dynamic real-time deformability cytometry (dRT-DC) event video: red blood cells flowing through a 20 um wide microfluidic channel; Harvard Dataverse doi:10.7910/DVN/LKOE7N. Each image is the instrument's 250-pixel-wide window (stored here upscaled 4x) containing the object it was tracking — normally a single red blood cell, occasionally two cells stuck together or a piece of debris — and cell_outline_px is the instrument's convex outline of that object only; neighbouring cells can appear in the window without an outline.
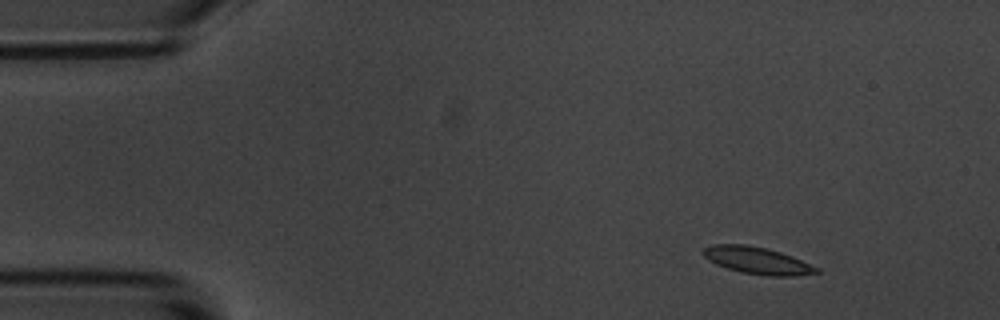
{"species": "common noctule bat (a hibernating species)", "species_latin": "Nyctalus noctula", "temperature_condition": "room temperature", "stored_images_in_passage": 6, "camera_frame_rate_fps": 3000, "um_per_image_px": 0.085, "animal": {"sex": "male", "body_mass_g": 20.1, "forearm_length_mm": 53.5}, "frame": {"image": 1, "passage_image": 1, "time_ms": 0.0, "image_size_px": [1000, 320], "cell_outline_px": [[820, 272], [792, 276], [768, 276], [740, 272], [716, 264], [708, 260], [700, 252], [704, 248], [712, 244], [748, 244], [768, 248], [792, 256], [820, 268]], "centroid_in_image_um": [64.35, 22.13], "position_along_channel_um": 20.6, "area_um2": 17.98}}
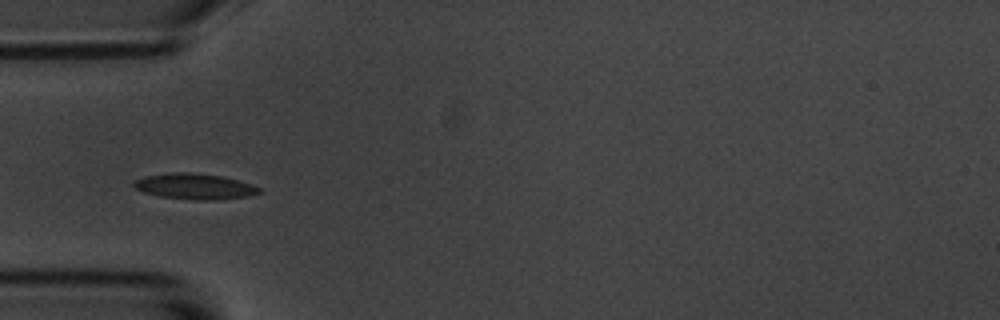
{"frame": {"image": 2, "passage_image": 4, "time_ms": 3.667, "image_size_px": [1000, 320], "cell_outline_px": [[260, 192], [248, 196], [220, 200], [192, 200], [160, 196], [144, 192], [136, 188], [132, 184], [136, 180], [144, 176], [168, 172], [188, 172], [220, 176], [252, 184], [260, 188]], "centroid_in_image_um": [16.53, 15.85], "position_along_channel_um": 68.5, "area_um2": 18.73}}
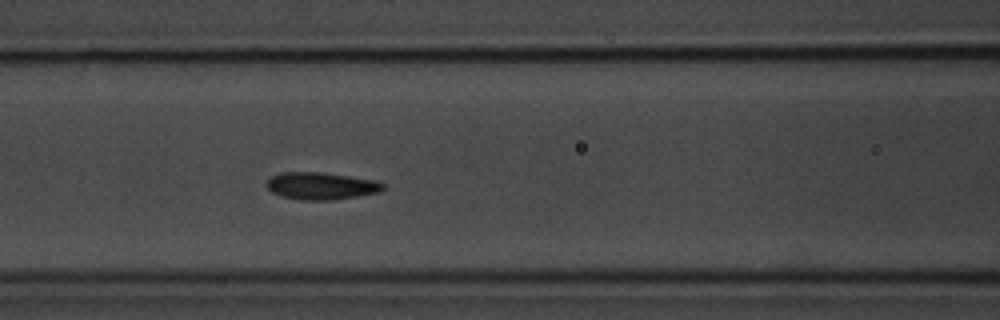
{"frame": {"image": 3, "passage_image": 6, "time_ms": 5.667, "image_size_px": [1000, 320], "cell_outline_px": [[384, 188], [380, 192], [332, 200], [300, 200], [280, 196], [272, 192], [268, 188], [268, 180], [272, 176], [280, 172], [320, 172], [376, 180], [384, 184]], "centroid_in_image_um": [27.29, 15.8], "position_along_channel_um": 139.3, "area_um2": 18.38}}